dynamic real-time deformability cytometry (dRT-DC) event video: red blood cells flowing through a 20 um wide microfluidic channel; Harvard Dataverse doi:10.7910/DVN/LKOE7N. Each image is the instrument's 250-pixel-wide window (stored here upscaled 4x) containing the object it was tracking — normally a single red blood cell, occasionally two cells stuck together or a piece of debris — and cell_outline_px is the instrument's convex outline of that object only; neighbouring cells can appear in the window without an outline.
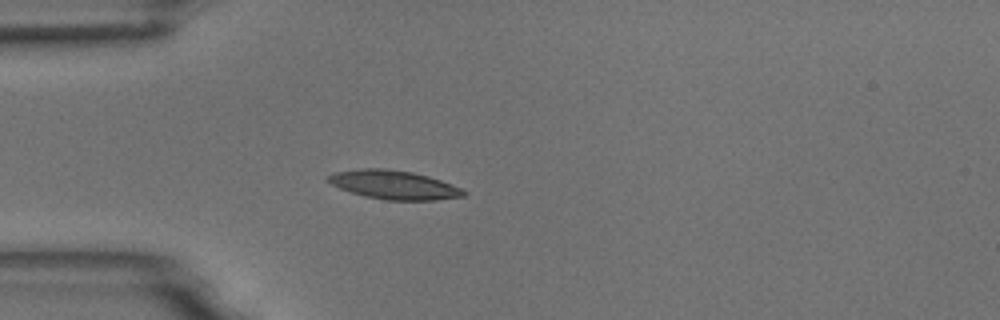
{"species": "common noctule bat (a hibernating species)", "species_latin": "Nyctalus noctula", "temperature_condition": "room temperature", "stored_images_in_passage": 6, "camera_frame_rate_fps": 3000, "um_per_image_px": 0.085, "animal": {"sex": "male", "body_mass_g": 18.8}, "frame": {"image": 1, "passage_image": 5, "time_ms": 1.333, "image_size_px": [1000, 320], "cell_outline_px": [[468, 192], [464, 196], [436, 200], [384, 200], [364, 196], [340, 188], [324, 180], [332, 172], [364, 168], [388, 168], [412, 172], [428, 176], [440, 180], [460, 188]], "centroid_in_image_um": [33.45, 15.7], "position_along_channel_um": 51.5, "area_um2": 22.77}}